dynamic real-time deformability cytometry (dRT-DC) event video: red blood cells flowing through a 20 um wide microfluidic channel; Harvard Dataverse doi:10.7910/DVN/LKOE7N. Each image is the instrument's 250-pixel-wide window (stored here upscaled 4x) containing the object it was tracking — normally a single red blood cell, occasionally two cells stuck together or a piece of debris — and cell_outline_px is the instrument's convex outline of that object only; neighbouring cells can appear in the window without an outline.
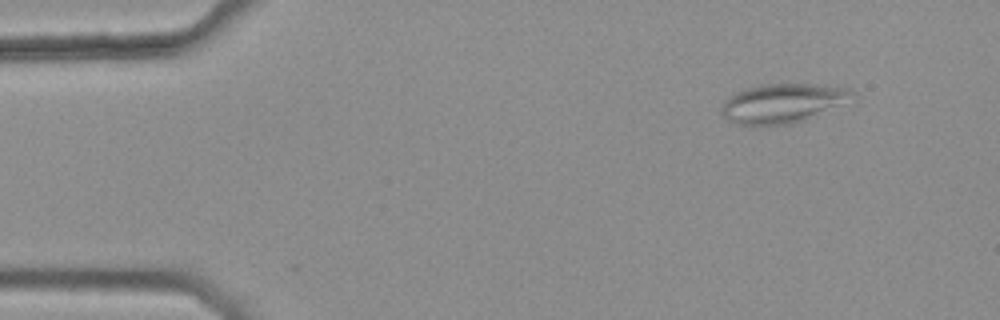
{"species": "common noctule bat (a hibernating species)", "species_latin": "Nyctalus noctula", "temperature_condition": "warm", "stored_images_in_passage": 2, "camera_frame_rate_fps": 3000, "um_per_image_px": 0.085, "animal": {"sex": "female", "body_mass_g": 25.1}, "frame": {"image": 1, "passage_image": 2, "time_ms": 0.333, "image_size_px": [1000, 320], "cell_outline_px": [[856, 96], [804, 120], [792, 124], [760, 128], [736, 124], [728, 120], [720, 112], [720, 108], [724, 100], [732, 92], [760, 84], [816, 84], [852, 88], [856, 92]], "centroid_in_image_um": [66.43, 8.79], "position_along_channel_um": 18.6, "area_um2": 30.58}}